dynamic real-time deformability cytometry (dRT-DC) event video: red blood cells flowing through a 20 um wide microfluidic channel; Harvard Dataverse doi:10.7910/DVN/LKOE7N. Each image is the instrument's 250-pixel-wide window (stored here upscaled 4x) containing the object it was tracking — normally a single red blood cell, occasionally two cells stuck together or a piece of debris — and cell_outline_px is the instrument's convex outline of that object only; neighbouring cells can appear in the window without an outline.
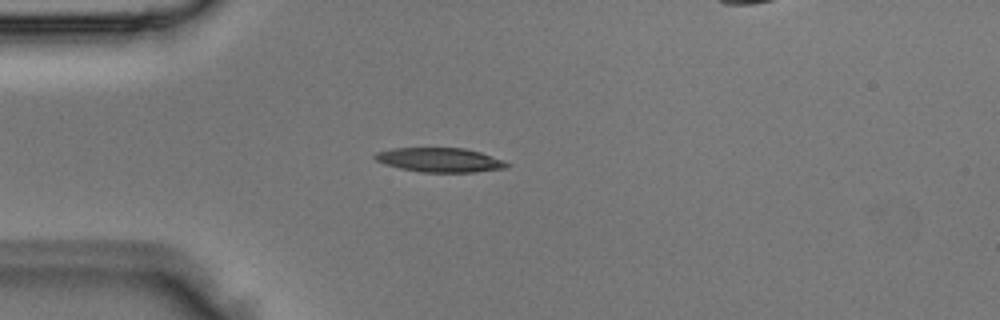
{"species": "Egyptian fruit bat (a non-hibernating species)", "species_latin": "Rousettus aegyptiacus", "temperature_condition": "room temperature", "stored_images_in_passage": 2, "camera_frame_rate_fps": 3000, "um_per_image_px": 0.085, "animal": {"sex": "male"}, "frame": {"image": 1, "passage_image": 2, "time_ms": 0.333, "image_size_px": [1000, 320], "cell_outline_px": [[512, 164], [508, 168], [476, 172], [420, 172], [400, 168], [384, 164], [376, 160], [372, 156], [376, 152], [392, 148], [464, 148], [480, 152], [504, 160]], "centroid_in_image_um": [37.41, 13.6], "position_along_channel_um": 47.6, "area_um2": 18.84}}